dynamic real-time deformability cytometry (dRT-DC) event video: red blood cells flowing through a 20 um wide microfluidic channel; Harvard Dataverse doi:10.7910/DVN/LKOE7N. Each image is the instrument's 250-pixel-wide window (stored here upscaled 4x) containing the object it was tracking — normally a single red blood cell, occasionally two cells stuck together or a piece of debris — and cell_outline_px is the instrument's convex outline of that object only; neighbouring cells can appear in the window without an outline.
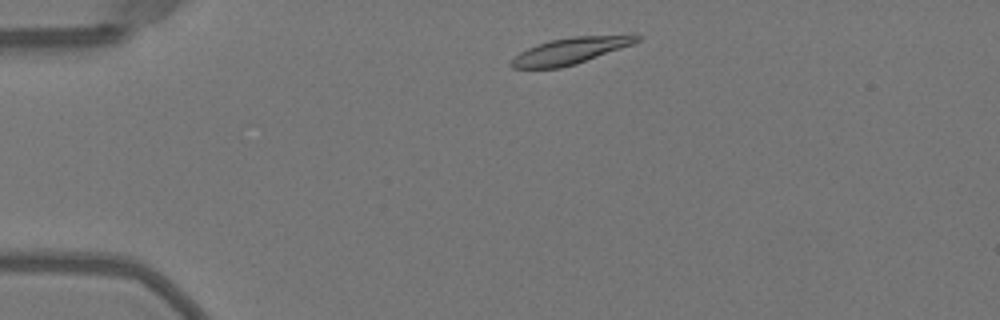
{"species": "Egyptian fruit bat (a non-hibernating species)", "species_latin": "Rousettus aegyptiacus", "temperature_condition": "warm", "stored_images_in_passage": 43, "camera_frame_rate_fps": 3000, "um_per_image_px": 0.085, "animal": {"sex": "female"}, "frame": {"image": 1, "passage_image": 3, "time_ms": 0.667, "image_size_px": [1000, 320], "cell_outline_px": [[644, 36], [640, 40], [632, 44], [576, 64], [560, 68], [512, 68], [508, 64], [520, 52], [528, 48], [552, 40], [572, 36], [632, 32], [636, 32]], "centroid_in_image_um": [48.64, 4.26], "position_along_channel_um": 36.4, "area_um2": 19.83}}
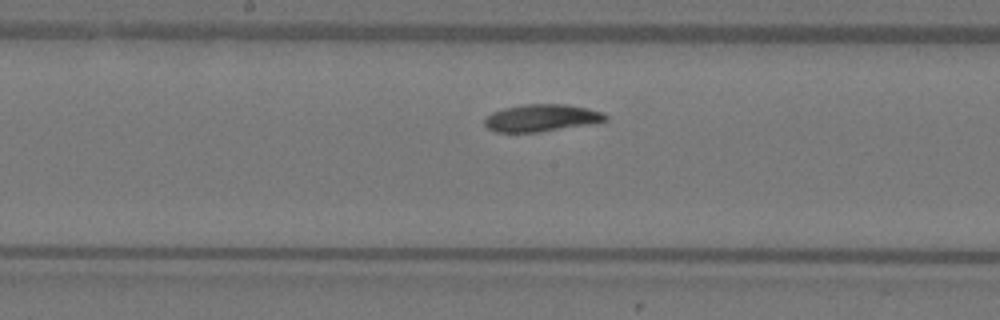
{"frame": {"image": 2, "passage_image": 19, "time_ms": 6.0, "image_size_px": [1000, 320], "cell_outline_px": [[608, 120], [600, 124], [540, 132], [496, 132], [488, 128], [484, 124], [484, 120], [492, 112], [504, 108], [524, 104], [568, 104], [588, 108], [604, 112], [608, 116]], "centroid_in_image_um": [46.14, 10.03], "position_along_channel_um": 202.1, "area_um2": 19.71}}
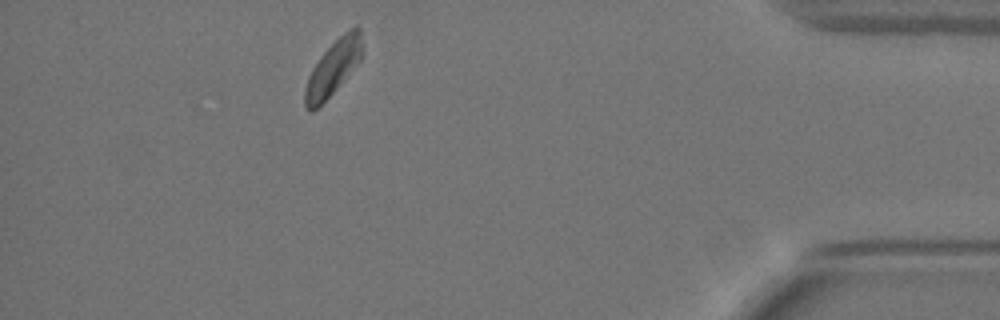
{"frame": {"image": 3, "passage_image": 38, "time_ms": 12.333, "image_size_px": [1000, 320], "cell_outline_px": [[364, 52], [360, 60], [336, 88], [312, 112], [308, 112], [304, 108], [304, 88], [308, 76], [312, 68], [320, 56], [348, 28], [356, 24], [360, 28]], "centroid_in_image_um": [28.32, 5.73], "position_along_channel_um": 406.9, "area_um2": 18.26}, "authors_computed_cell_mechanics": {"area_um2": 19.4208, "velocity_mm_per_s": 3.9682, "shape_relaxation_time_tau1_ms": 5.787, "shape_relaxation_time_tau2_ms": null, "deformation_change_tau1": 0.1825, "deformation_change_tau2": null}}